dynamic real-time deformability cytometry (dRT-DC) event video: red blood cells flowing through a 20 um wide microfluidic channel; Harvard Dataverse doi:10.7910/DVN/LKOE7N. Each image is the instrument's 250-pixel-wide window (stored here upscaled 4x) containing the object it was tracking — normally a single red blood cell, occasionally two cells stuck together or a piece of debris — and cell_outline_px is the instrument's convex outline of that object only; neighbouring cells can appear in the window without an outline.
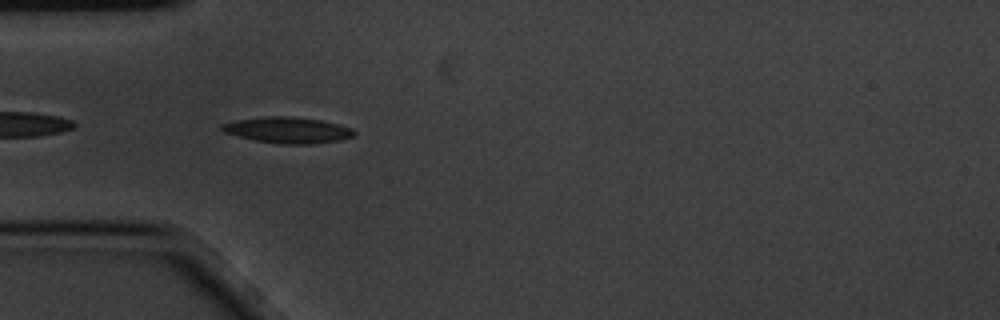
{"species": "common noctule bat (a hibernating species)", "species_latin": "Nyctalus noctula", "temperature_condition": "cold", "stored_images_in_passage": 7, "camera_frame_rate_fps": 3000, "um_per_image_px": 0.085, "animal": {"sex": "male", "body_mass_g": 20.1, "forearm_length_mm": 53.5}, "frame": {"image": 1, "passage_image": 5, "time_ms": 1.333, "image_size_px": [1000, 320], "cell_outline_px": [[356, 136], [340, 140], [312, 144], [276, 144], [256, 140], [224, 132], [220, 128], [220, 124], [236, 120], [264, 116], [288, 116], [320, 120], [340, 124], [352, 128], [356, 132]], "centroid_in_image_um": [24.49, 11.06], "position_along_channel_um": 60.5, "area_um2": 20.17}}
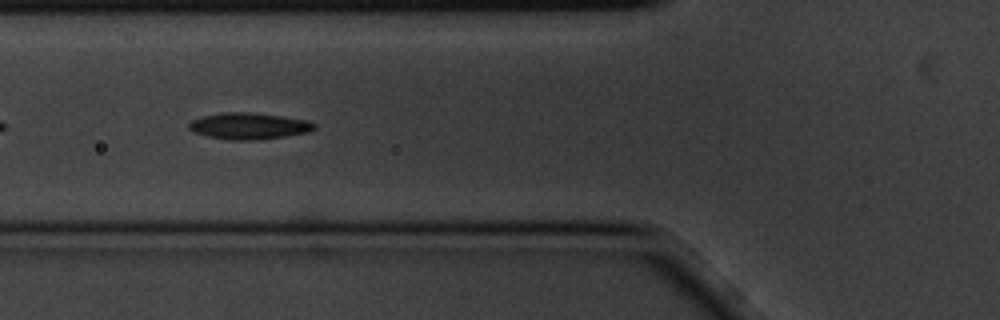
{"frame": {"image": 2, "passage_image": 6, "time_ms": 1.667, "image_size_px": [1000, 320], "cell_outline_px": [[316, 128], [308, 132], [284, 136], [256, 140], [232, 140], [208, 136], [192, 132], [188, 128], [188, 124], [192, 120], [204, 116], [220, 112], [248, 112], [280, 116], [308, 120], [316, 124]], "centroid_in_image_um": [21.14, 10.71], "position_along_channel_um": 104.7, "area_um2": 19.25}}
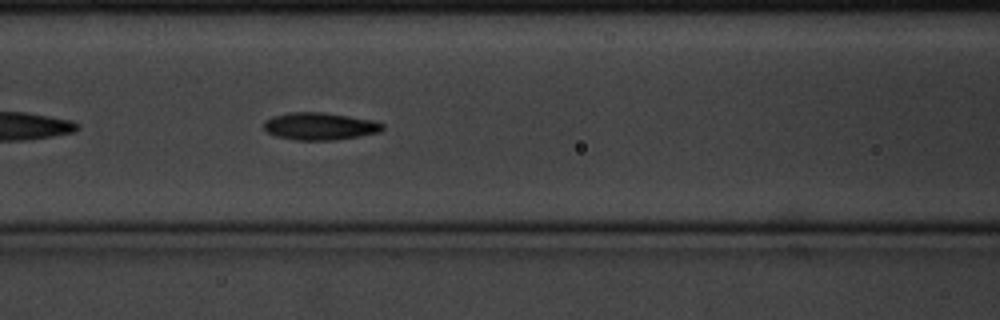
{"frame": {"image": 3, "passage_image": 7, "time_ms": 2.0, "image_size_px": [1000, 320], "cell_outline_px": [[384, 128], [380, 132], [360, 136], [332, 140], [296, 140], [276, 136], [268, 132], [264, 128], [264, 120], [272, 116], [288, 112], [324, 112], [376, 120], [384, 124]], "centroid_in_image_um": [27.2, 10.72], "position_along_channel_um": 139.4, "area_um2": 19.13}}